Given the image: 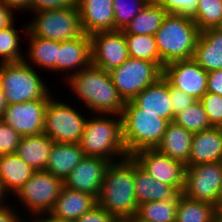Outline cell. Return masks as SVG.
Here are the masks:
<instances>
[{"label": "cell", "instance_id": "1", "mask_svg": "<svg viewBox=\"0 0 222 222\" xmlns=\"http://www.w3.org/2000/svg\"><path fill=\"white\" fill-rule=\"evenodd\" d=\"M82 104L96 114L121 115L125 101L119 95L108 71L92 63L65 81Z\"/></svg>", "mask_w": 222, "mask_h": 222}, {"label": "cell", "instance_id": "2", "mask_svg": "<svg viewBox=\"0 0 222 222\" xmlns=\"http://www.w3.org/2000/svg\"><path fill=\"white\" fill-rule=\"evenodd\" d=\"M97 204L118 220L135 216L138 204L135 197L132 156L118 162H111L107 167Z\"/></svg>", "mask_w": 222, "mask_h": 222}, {"label": "cell", "instance_id": "3", "mask_svg": "<svg viewBox=\"0 0 222 222\" xmlns=\"http://www.w3.org/2000/svg\"><path fill=\"white\" fill-rule=\"evenodd\" d=\"M95 116L87 119L79 143L84 155L101 157L111 162L130 157L123 142L122 116L111 115L117 119L107 117V114L106 117L103 114Z\"/></svg>", "mask_w": 222, "mask_h": 222}, {"label": "cell", "instance_id": "4", "mask_svg": "<svg viewBox=\"0 0 222 222\" xmlns=\"http://www.w3.org/2000/svg\"><path fill=\"white\" fill-rule=\"evenodd\" d=\"M200 33L192 18L168 13L154 35L162 63L192 59Z\"/></svg>", "mask_w": 222, "mask_h": 222}, {"label": "cell", "instance_id": "5", "mask_svg": "<svg viewBox=\"0 0 222 222\" xmlns=\"http://www.w3.org/2000/svg\"><path fill=\"white\" fill-rule=\"evenodd\" d=\"M121 116L123 142L129 156L142 149H155L169 123L155 113L142 112L131 100L125 102Z\"/></svg>", "mask_w": 222, "mask_h": 222}, {"label": "cell", "instance_id": "6", "mask_svg": "<svg viewBox=\"0 0 222 222\" xmlns=\"http://www.w3.org/2000/svg\"><path fill=\"white\" fill-rule=\"evenodd\" d=\"M24 61L0 63V87L7 104L24 103L35 99H50L46 82Z\"/></svg>", "mask_w": 222, "mask_h": 222}, {"label": "cell", "instance_id": "7", "mask_svg": "<svg viewBox=\"0 0 222 222\" xmlns=\"http://www.w3.org/2000/svg\"><path fill=\"white\" fill-rule=\"evenodd\" d=\"M27 31L36 37L63 42L81 37L84 32L78 6L35 12Z\"/></svg>", "mask_w": 222, "mask_h": 222}, {"label": "cell", "instance_id": "8", "mask_svg": "<svg viewBox=\"0 0 222 222\" xmlns=\"http://www.w3.org/2000/svg\"><path fill=\"white\" fill-rule=\"evenodd\" d=\"M51 97L46 105L43 133L56 143H80L87 121L77 108Z\"/></svg>", "mask_w": 222, "mask_h": 222}, {"label": "cell", "instance_id": "9", "mask_svg": "<svg viewBox=\"0 0 222 222\" xmlns=\"http://www.w3.org/2000/svg\"><path fill=\"white\" fill-rule=\"evenodd\" d=\"M109 74L119 95L126 102L156 83L163 76V69L157 63L129 57L121 66L110 70Z\"/></svg>", "mask_w": 222, "mask_h": 222}, {"label": "cell", "instance_id": "10", "mask_svg": "<svg viewBox=\"0 0 222 222\" xmlns=\"http://www.w3.org/2000/svg\"><path fill=\"white\" fill-rule=\"evenodd\" d=\"M64 186V181L46 170L34 171L17 191L15 198L33 215L49 214Z\"/></svg>", "mask_w": 222, "mask_h": 222}, {"label": "cell", "instance_id": "11", "mask_svg": "<svg viewBox=\"0 0 222 222\" xmlns=\"http://www.w3.org/2000/svg\"><path fill=\"white\" fill-rule=\"evenodd\" d=\"M182 194L221 209V162L186 167Z\"/></svg>", "mask_w": 222, "mask_h": 222}, {"label": "cell", "instance_id": "12", "mask_svg": "<svg viewBox=\"0 0 222 222\" xmlns=\"http://www.w3.org/2000/svg\"><path fill=\"white\" fill-rule=\"evenodd\" d=\"M89 36L93 65L109 72L121 66L129 58L127 42L122 30L100 31Z\"/></svg>", "mask_w": 222, "mask_h": 222}, {"label": "cell", "instance_id": "13", "mask_svg": "<svg viewBox=\"0 0 222 222\" xmlns=\"http://www.w3.org/2000/svg\"><path fill=\"white\" fill-rule=\"evenodd\" d=\"M132 157L157 181L171 185L178 193H182L186 170L184 163L163 155L156 149H142Z\"/></svg>", "mask_w": 222, "mask_h": 222}, {"label": "cell", "instance_id": "14", "mask_svg": "<svg viewBox=\"0 0 222 222\" xmlns=\"http://www.w3.org/2000/svg\"><path fill=\"white\" fill-rule=\"evenodd\" d=\"M162 77L171 87L184 91L196 100H200L207 92L208 72L193 59L165 64Z\"/></svg>", "mask_w": 222, "mask_h": 222}, {"label": "cell", "instance_id": "15", "mask_svg": "<svg viewBox=\"0 0 222 222\" xmlns=\"http://www.w3.org/2000/svg\"><path fill=\"white\" fill-rule=\"evenodd\" d=\"M49 99H35L8 104L1 120L22 137L43 133L46 105Z\"/></svg>", "mask_w": 222, "mask_h": 222}, {"label": "cell", "instance_id": "16", "mask_svg": "<svg viewBox=\"0 0 222 222\" xmlns=\"http://www.w3.org/2000/svg\"><path fill=\"white\" fill-rule=\"evenodd\" d=\"M111 161L101 158L84 156L64 180V186L94 196L99 195L107 167Z\"/></svg>", "mask_w": 222, "mask_h": 222}, {"label": "cell", "instance_id": "17", "mask_svg": "<svg viewBox=\"0 0 222 222\" xmlns=\"http://www.w3.org/2000/svg\"><path fill=\"white\" fill-rule=\"evenodd\" d=\"M85 34L115 31L113 0H76Z\"/></svg>", "mask_w": 222, "mask_h": 222}, {"label": "cell", "instance_id": "18", "mask_svg": "<svg viewBox=\"0 0 222 222\" xmlns=\"http://www.w3.org/2000/svg\"><path fill=\"white\" fill-rule=\"evenodd\" d=\"M131 101L142 112L155 113L158 117L173 122L175 115L172 112L170 84L163 77L144 88Z\"/></svg>", "mask_w": 222, "mask_h": 222}, {"label": "cell", "instance_id": "19", "mask_svg": "<svg viewBox=\"0 0 222 222\" xmlns=\"http://www.w3.org/2000/svg\"><path fill=\"white\" fill-rule=\"evenodd\" d=\"M91 63V41L88 34L84 33L81 37L60 42L58 71L66 72V79ZM69 70L73 72L70 74Z\"/></svg>", "mask_w": 222, "mask_h": 222}, {"label": "cell", "instance_id": "20", "mask_svg": "<svg viewBox=\"0 0 222 222\" xmlns=\"http://www.w3.org/2000/svg\"><path fill=\"white\" fill-rule=\"evenodd\" d=\"M222 162V136L218 127L193 133L190 155L186 167L202 163Z\"/></svg>", "mask_w": 222, "mask_h": 222}, {"label": "cell", "instance_id": "21", "mask_svg": "<svg viewBox=\"0 0 222 222\" xmlns=\"http://www.w3.org/2000/svg\"><path fill=\"white\" fill-rule=\"evenodd\" d=\"M96 205L94 196L63 186L49 214L59 220L75 222Z\"/></svg>", "mask_w": 222, "mask_h": 222}, {"label": "cell", "instance_id": "22", "mask_svg": "<svg viewBox=\"0 0 222 222\" xmlns=\"http://www.w3.org/2000/svg\"><path fill=\"white\" fill-rule=\"evenodd\" d=\"M192 59L207 72L222 69V30L201 31Z\"/></svg>", "mask_w": 222, "mask_h": 222}, {"label": "cell", "instance_id": "23", "mask_svg": "<svg viewBox=\"0 0 222 222\" xmlns=\"http://www.w3.org/2000/svg\"><path fill=\"white\" fill-rule=\"evenodd\" d=\"M134 187L137 204L172 199L178 192L166 183L157 181L134 160Z\"/></svg>", "mask_w": 222, "mask_h": 222}, {"label": "cell", "instance_id": "24", "mask_svg": "<svg viewBox=\"0 0 222 222\" xmlns=\"http://www.w3.org/2000/svg\"><path fill=\"white\" fill-rule=\"evenodd\" d=\"M54 144L44 133L25 136L21 138L15 154L35 171L45 170Z\"/></svg>", "mask_w": 222, "mask_h": 222}, {"label": "cell", "instance_id": "25", "mask_svg": "<svg viewBox=\"0 0 222 222\" xmlns=\"http://www.w3.org/2000/svg\"><path fill=\"white\" fill-rule=\"evenodd\" d=\"M192 139V132L174 122H169L160 143L155 149L163 155L186 164L190 155Z\"/></svg>", "mask_w": 222, "mask_h": 222}, {"label": "cell", "instance_id": "26", "mask_svg": "<svg viewBox=\"0 0 222 222\" xmlns=\"http://www.w3.org/2000/svg\"><path fill=\"white\" fill-rule=\"evenodd\" d=\"M84 156L78 143L55 142L45 170L64 181Z\"/></svg>", "mask_w": 222, "mask_h": 222}, {"label": "cell", "instance_id": "27", "mask_svg": "<svg viewBox=\"0 0 222 222\" xmlns=\"http://www.w3.org/2000/svg\"><path fill=\"white\" fill-rule=\"evenodd\" d=\"M25 29V30H24ZM22 31L29 37V50L27 51L29 56L28 59L23 61L26 64H33L39 66L45 70L58 72V50L60 49V41L44 39L31 35L27 31V25L25 24ZM26 60H28L26 62ZM30 61V62H29ZM29 62V63H28Z\"/></svg>", "mask_w": 222, "mask_h": 222}, {"label": "cell", "instance_id": "28", "mask_svg": "<svg viewBox=\"0 0 222 222\" xmlns=\"http://www.w3.org/2000/svg\"><path fill=\"white\" fill-rule=\"evenodd\" d=\"M34 169L15 153L0 156V179L8 194L15 195L31 178ZM11 192V193H9Z\"/></svg>", "mask_w": 222, "mask_h": 222}, {"label": "cell", "instance_id": "29", "mask_svg": "<svg viewBox=\"0 0 222 222\" xmlns=\"http://www.w3.org/2000/svg\"><path fill=\"white\" fill-rule=\"evenodd\" d=\"M168 12L153 0H150L127 24L122 32L125 35H155L162 26L163 20Z\"/></svg>", "mask_w": 222, "mask_h": 222}, {"label": "cell", "instance_id": "30", "mask_svg": "<svg viewBox=\"0 0 222 222\" xmlns=\"http://www.w3.org/2000/svg\"><path fill=\"white\" fill-rule=\"evenodd\" d=\"M181 194L177 193L172 199L165 201H148L139 204L134 217L141 222H175Z\"/></svg>", "mask_w": 222, "mask_h": 222}, {"label": "cell", "instance_id": "31", "mask_svg": "<svg viewBox=\"0 0 222 222\" xmlns=\"http://www.w3.org/2000/svg\"><path fill=\"white\" fill-rule=\"evenodd\" d=\"M219 209L207 202L179 196L175 222H214Z\"/></svg>", "mask_w": 222, "mask_h": 222}, {"label": "cell", "instance_id": "32", "mask_svg": "<svg viewBox=\"0 0 222 222\" xmlns=\"http://www.w3.org/2000/svg\"><path fill=\"white\" fill-rule=\"evenodd\" d=\"M129 57L157 63L162 69V63L154 35H125Z\"/></svg>", "mask_w": 222, "mask_h": 222}, {"label": "cell", "instance_id": "33", "mask_svg": "<svg viewBox=\"0 0 222 222\" xmlns=\"http://www.w3.org/2000/svg\"><path fill=\"white\" fill-rule=\"evenodd\" d=\"M173 122L186 130L197 133L212 127L202 103L196 100L193 104L178 112Z\"/></svg>", "mask_w": 222, "mask_h": 222}, {"label": "cell", "instance_id": "34", "mask_svg": "<svg viewBox=\"0 0 222 222\" xmlns=\"http://www.w3.org/2000/svg\"><path fill=\"white\" fill-rule=\"evenodd\" d=\"M192 19L200 31L219 28L222 24V0H198V10Z\"/></svg>", "mask_w": 222, "mask_h": 222}, {"label": "cell", "instance_id": "35", "mask_svg": "<svg viewBox=\"0 0 222 222\" xmlns=\"http://www.w3.org/2000/svg\"><path fill=\"white\" fill-rule=\"evenodd\" d=\"M14 27V22L0 30V57L1 63L20 62L25 58L20 48V35Z\"/></svg>", "mask_w": 222, "mask_h": 222}, {"label": "cell", "instance_id": "36", "mask_svg": "<svg viewBox=\"0 0 222 222\" xmlns=\"http://www.w3.org/2000/svg\"><path fill=\"white\" fill-rule=\"evenodd\" d=\"M150 0H113L115 30H123Z\"/></svg>", "mask_w": 222, "mask_h": 222}, {"label": "cell", "instance_id": "37", "mask_svg": "<svg viewBox=\"0 0 222 222\" xmlns=\"http://www.w3.org/2000/svg\"><path fill=\"white\" fill-rule=\"evenodd\" d=\"M207 114L210 125L218 127L222 124V96L219 94L206 92L199 100Z\"/></svg>", "mask_w": 222, "mask_h": 222}, {"label": "cell", "instance_id": "38", "mask_svg": "<svg viewBox=\"0 0 222 222\" xmlns=\"http://www.w3.org/2000/svg\"><path fill=\"white\" fill-rule=\"evenodd\" d=\"M168 13L193 18L198 10V0H153Z\"/></svg>", "mask_w": 222, "mask_h": 222}, {"label": "cell", "instance_id": "39", "mask_svg": "<svg viewBox=\"0 0 222 222\" xmlns=\"http://www.w3.org/2000/svg\"><path fill=\"white\" fill-rule=\"evenodd\" d=\"M22 136L0 119V156L15 153Z\"/></svg>", "mask_w": 222, "mask_h": 222}, {"label": "cell", "instance_id": "40", "mask_svg": "<svg viewBox=\"0 0 222 222\" xmlns=\"http://www.w3.org/2000/svg\"><path fill=\"white\" fill-rule=\"evenodd\" d=\"M76 6V0H31L30 11L62 9Z\"/></svg>", "mask_w": 222, "mask_h": 222}, {"label": "cell", "instance_id": "41", "mask_svg": "<svg viewBox=\"0 0 222 222\" xmlns=\"http://www.w3.org/2000/svg\"><path fill=\"white\" fill-rule=\"evenodd\" d=\"M170 98L172 104V112L176 115L186 107L193 104L196 99L186 94L184 91L170 86Z\"/></svg>", "mask_w": 222, "mask_h": 222}, {"label": "cell", "instance_id": "42", "mask_svg": "<svg viewBox=\"0 0 222 222\" xmlns=\"http://www.w3.org/2000/svg\"><path fill=\"white\" fill-rule=\"evenodd\" d=\"M118 219L100 207L98 204L87 213H84L75 222H117Z\"/></svg>", "mask_w": 222, "mask_h": 222}, {"label": "cell", "instance_id": "43", "mask_svg": "<svg viewBox=\"0 0 222 222\" xmlns=\"http://www.w3.org/2000/svg\"><path fill=\"white\" fill-rule=\"evenodd\" d=\"M207 92L222 96V69L208 72Z\"/></svg>", "mask_w": 222, "mask_h": 222}, {"label": "cell", "instance_id": "44", "mask_svg": "<svg viewBox=\"0 0 222 222\" xmlns=\"http://www.w3.org/2000/svg\"><path fill=\"white\" fill-rule=\"evenodd\" d=\"M12 206H5L3 208H0V222H24L22 220L21 214L19 212L13 210V208H10Z\"/></svg>", "mask_w": 222, "mask_h": 222}, {"label": "cell", "instance_id": "45", "mask_svg": "<svg viewBox=\"0 0 222 222\" xmlns=\"http://www.w3.org/2000/svg\"><path fill=\"white\" fill-rule=\"evenodd\" d=\"M14 11L6 5L0 4V30L10 26L14 22Z\"/></svg>", "mask_w": 222, "mask_h": 222}, {"label": "cell", "instance_id": "46", "mask_svg": "<svg viewBox=\"0 0 222 222\" xmlns=\"http://www.w3.org/2000/svg\"><path fill=\"white\" fill-rule=\"evenodd\" d=\"M0 4L6 5L15 12L16 10L30 12L31 0H0Z\"/></svg>", "mask_w": 222, "mask_h": 222}, {"label": "cell", "instance_id": "47", "mask_svg": "<svg viewBox=\"0 0 222 222\" xmlns=\"http://www.w3.org/2000/svg\"><path fill=\"white\" fill-rule=\"evenodd\" d=\"M36 216H37V218H36ZM33 217L34 218L31 219L32 222H70V221H64V220H59V219L53 218L50 214H41V216L34 215Z\"/></svg>", "mask_w": 222, "mask_h": 222}, {"label": "cell", "instance_id": "48", "mask_svg": "<svg viewBox=\"0 0 222 222\" xmlns=\"http://www.w3.org/2000/svg\"><path fill=\"white\" fill-rule=\"evenodd\" d=\"M7 101L3 92V89L0 87V119L3 116L4 110L7 108Z\"/></svg>", "mask_w": 222, "mask_h": 222}, {"label": "cell", "instance_id": "49", "mask_svg": "<svg viewBox=\"0 0 222 222\" xmlns=\"http://www.w3.org/2000/svg\"><path fill=\"white\" fill-rule=\"evenodd\" d=\"M7 192H6V190H5V188H4V186H3V184H2V181H1V179H0V208H3V207H5V206H7V202H5V201H7L6 199V196H7ZM5 200V201H4ZM5 202V203H4ZM6 204V205H5Z\"/></svg>", "mask_w": 222, "mask_h": 222}, {"label": "cell", "instance_id": "50", "mask_svg": "<svg viewBox=\"0 0 222 222\" xmlns=\"http://www.w3.org/2000/svg\"><path fill=\"white\" fill-rule=\"evenodd\" d=\"M214 222H222V209H219L217 211Z\"/></svg>", "mask_w": 222, "mask_h": 222}, {"label": "cell", "instance_id": "51", "mask_svg": "<svg viewBox=\"0 0 222 222\" xmlns=\"http://www.w3.org/2000/svg\"><path fill=\"white\" fill-rule=\"evenodd\" d=\"M127 222H141L140 220L136 219L135 217L126 219Z\"/></svg>", "mask_w": 222, "mask_h": 222}, {"label": "cell", "instance_id": "52", "mask_svg": "<svg viewBox=\"0 0 222 222\" xmlns=\"http://www.w3.org/2000/svg\"><path fill=\"white\" fill-rule=\"evenodd\" d=\"M221 209H222V162H221Z\"/></svg>", "mask_w": 222, "mask_h": 222}, {"label": "cell", "instance_id": "53", "mask_svg": "<svg viewBox=\"0 0 222 222\" xmlns=\"http://www.w3.org/2000/svg\"><path fill=\"white\" fill-rule=\"evenodd\" d=\"M218 129H219V131H220V133H221V136H222V124H220V125L218 126Z\"/></svg>", "mask_w": 222, "mask_h": 222}, {"label": "cell", "instance_id": "54", "mask_svg": "<svg viewBox=\"0 0 222 222\" xmlns=\"http://www.w3.org/2000/svg\"><path fill=\"white\" fill-rule=\"evenodd\" d=\"M117 222H127L126 220H118Z\"/></svg>", "mask_w": 222, "mask_h": 222}]
</instances>
